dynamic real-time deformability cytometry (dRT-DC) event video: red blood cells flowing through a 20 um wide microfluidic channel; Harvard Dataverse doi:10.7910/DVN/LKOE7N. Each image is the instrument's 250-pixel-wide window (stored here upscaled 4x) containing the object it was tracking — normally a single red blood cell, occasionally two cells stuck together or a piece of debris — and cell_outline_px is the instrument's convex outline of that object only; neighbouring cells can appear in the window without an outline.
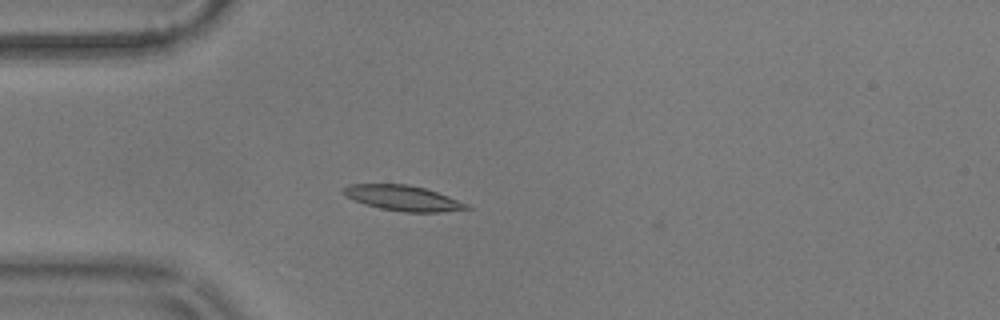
{"species": "common noctule bat (a hibernating species)", "species_latin": "Nyctalus noctula", "temperature_condition": "warm", "stored_images_in_passage": 42, "camera_frame_rate_fps": 3000, "um_per_image_px": 0.085, "animal": {"sex": "male", "body_mass_g": 17.9}, "frame": {"image": 1, "passage_image": 1, "time_ms": 0.0, "image_size_px": [1000, 320], "cell_outline_px": [[472, 208], [440, 212], [404, 212], [380, 208], [364, 204], [340, 192], [348, 184], [408, 184], [424, 188], [448, 196], [468, 204]], "centroid_in_image_um": [34.25, 16.83], "position_along_channel_um": 50.8, "area_um2": 17.98}}
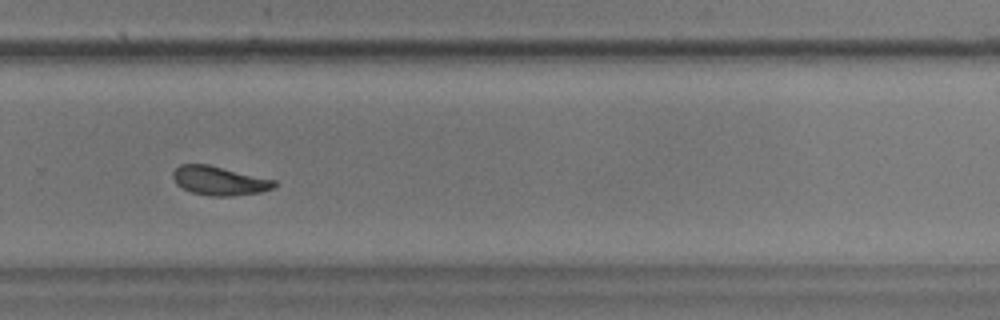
{"frame": {"image": 2, "passage_image": 24, "time_ms": 7.667, "image_size_px": [1000, 320], "cell_outline_px": [[276, 184], [272, 188], [260, 192], [232, 196], [208, 196], [192, 192], [176, 184], [172, 176], [172, 172], [180, 164], [208, 164], [276, 180]], "centroid_in_image_um": [18.62, 15.36], "position_along_channel_um": 311.2, "area_um2": 17.05}}
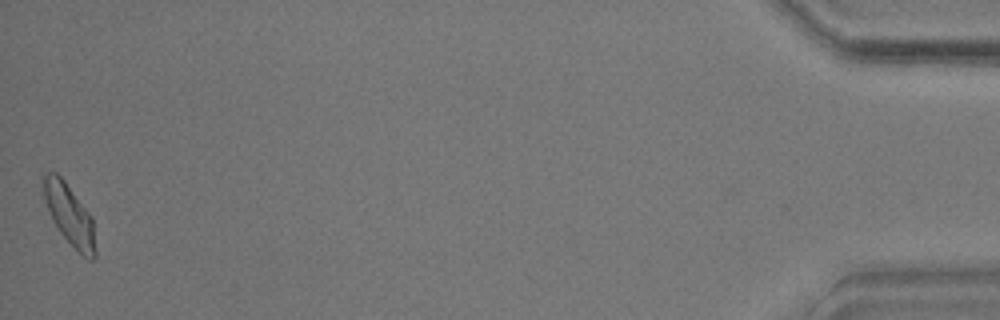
{"frame": {"image": 3, "passage_image": 42, "time_ms": 13.667, "image_size_px": [1000, 320], "cell_outline_px": [[96, 256], [92, 260], [88, 260], [60, 232], [52, 220], [48, 212], [44, 200], [40, 176], [44, 172], [56, 172], [64, 180], [92, 216], [96, 252]], "centroid_in_image_um": [5.86, 18.19], "position_along_channel_um": 429.3, "area_um2": 18.5}, "authors_computed_cell_mechanics": {"area_um2": 17.3689, "velocity_mm_per_s": 3.5264, "shape_relaxation_time_tau1_ms": 6.2507, "shape_relaxation_time_tau2_ms": 3.1094, "deformation_change_tau1": 0.1482, "deformation_change_tau2": 0.0909}}